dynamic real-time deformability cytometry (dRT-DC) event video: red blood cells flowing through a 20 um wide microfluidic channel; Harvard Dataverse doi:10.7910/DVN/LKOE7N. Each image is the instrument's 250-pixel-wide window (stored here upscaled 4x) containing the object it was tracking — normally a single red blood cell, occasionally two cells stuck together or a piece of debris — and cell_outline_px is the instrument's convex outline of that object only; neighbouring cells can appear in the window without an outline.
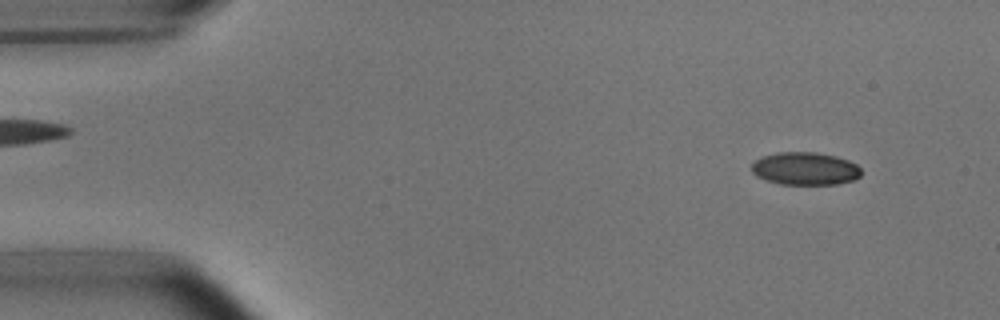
{"species": "common noctule bat (a hibernating species)", "species_latin": "Nyctalus noctula", "temperature_condition": "room temperature", "stored_images_in_passage": 49, "camera_frame_rate_fps": 3000, "um_per_image_px": 0.085, "animal": {"sex": "male", "body_mass_g": 15.6}, "frame": {"image": 1, "passage_image": 1, "time_ms": 0.0, "image_size_px": [1000, 320], "cell_outline_px": [[860, 176], [852, 180], [836, 184], [780, 184], [756, 176], [752, 172], [752, 164], [756, 160], [764, 156], [776, 152], [812, 152], [836, 156], [848, 160], [856, 164], [860, 168]], "centroid_in_image_um": [68.43, 14.33], "position_along_channel_um": 16.6, "area_um2": 20.75}}
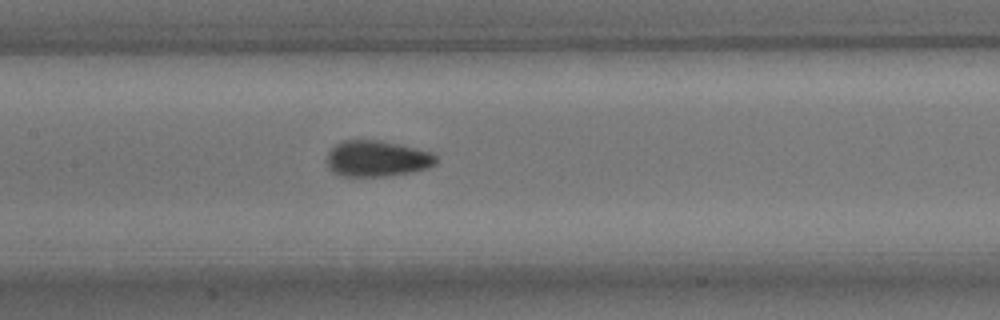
{"frame": {"image": 2, "passage_image": 21, "time_ms": 6.667, "image_size_px": [1000, 320], "cell_outline_px": [[436, 164], [428, 168], [412, 172], [384, 176], [340, 176], [332, 172], [328, 168], [328, 152], [336, 144], [344, 140], [380, 140], [400, 144], [432, 152], [436, 156]], "centroid_in_image_um": [32.05, 13.48], "position_along_channel_um": 175.3, "area_um2": 23.0}}
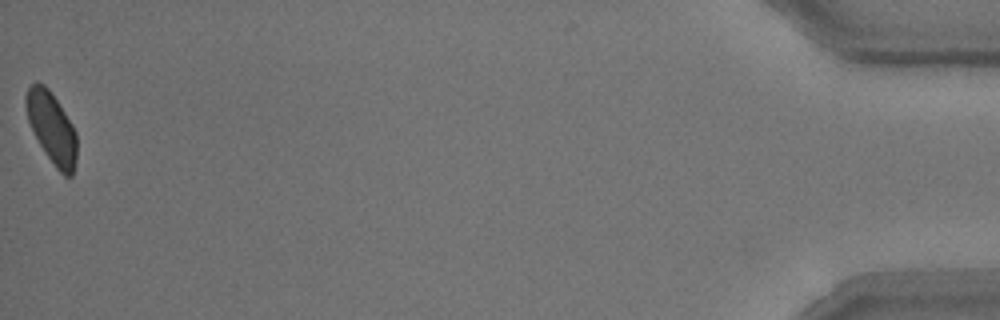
{"frame": {"image": 3, "passage_image": 49, "time_ms": 16.0, "image_size_px": [1000, 320], "cell_outline_px": [[76, 160], [72, 176], [64, 176], [56, 168], [40, 144], [28, 120], [24, 104], [24, 96], [28, 88], [36, 80], [44, 84], [48, 88], [72, 124], [76, 132]], "centroid_in_image_um": [4.38, 10.83], "position_along_channel_um": 430.8, "area_um2": 20.87}, "authors_computed_cell_mechanics": {"area_um2": 21.964, "velocity_mm_per_s": 3.7707, "shape_relaxation_time_tau1_ms": 4.0029, "shape_relaxation_time_tau2_ms": 1.3661, "deformation_change_tau1": 0.1051, "deformation_change_tau2": 0.0635}}